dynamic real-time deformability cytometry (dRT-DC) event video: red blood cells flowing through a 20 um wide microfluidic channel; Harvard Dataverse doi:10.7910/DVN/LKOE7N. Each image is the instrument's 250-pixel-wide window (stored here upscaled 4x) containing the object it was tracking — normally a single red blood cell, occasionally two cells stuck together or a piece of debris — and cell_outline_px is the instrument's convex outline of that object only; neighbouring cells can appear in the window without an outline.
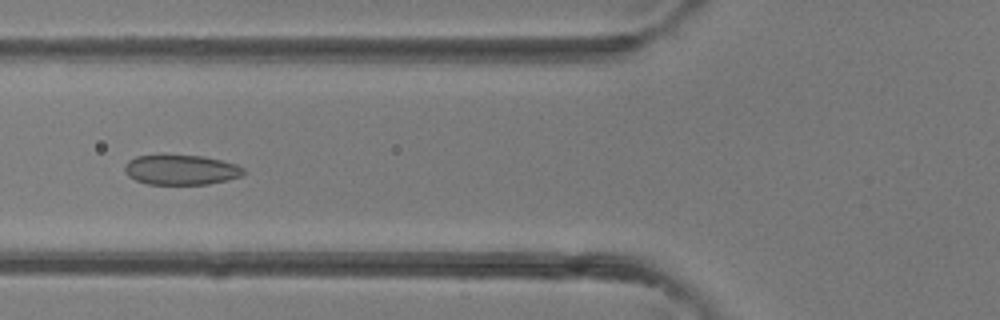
{"species": "common noctule bat (a hibernating species)", "species_latin": "Nyctalus noctula", "temperature_condition": "room temperature", "stored_images_in_passage": 42, "camera_frame_rate_fps": 3000, "um_per_image_px": 0.085, "animal": {"sex": "female"}, "frame": {"image": 1, "passage_image": 16, "time_ms": 5.0, "image_size_px": [1000, 320], "cell_outline_px": [[244, 172], [240, 176], [228, 180], [208, 184], [148, 184], [136, 180], [128, 176], [124, 172], [124, 164], [128, 160], [136, 156], [160, 152], [164, 152], [204, 156], [236, 164], [244, 168]], "centroid_in_image_um": [15.31, 14.38], "position_along_channel_um": 110.5, "area_um2": 21.62}}
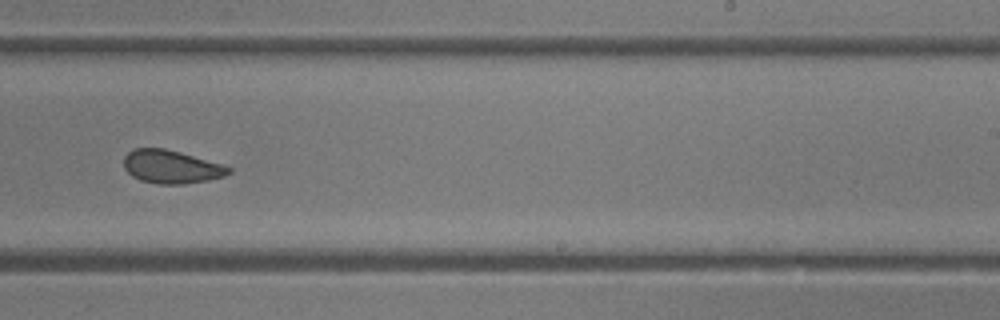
{"frame": {"image": 2, "passage_image": 26, "time_ms": 8.333, "image_size_px": [1000, 320], "cell_outline_px": [[232, 172], [224, 176], [208, 180], [184, 184], [156, 184], [140, 180], [132, 176], [124, 168], [124, 156], [132, 148], [164, 148], [180, 152], [220, 164], [232, 168]], "centroid_in_image_um": [14.53, 14.18], "position_along_channel_um": 274.5, "area_um2": 20.29}}
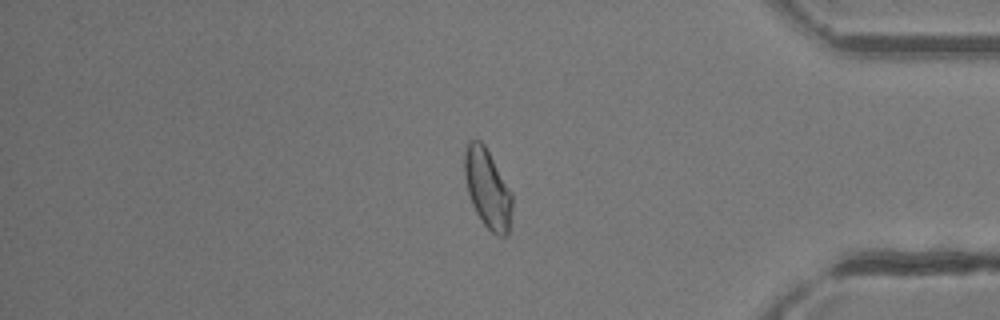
{"frame": {"image": 3, "passage_image": 35, "time_ms": 11.333, "image_size_px": [1000, 320], "cell_outline_px": [[512, 204], [508, 236], [496, 236], [484, 224], [476, 212], [472, 204], [468, 192], [464, 176], [464, 144], [468, 140], [480, 140], [484, 144], [512, 192]], "centroid_in_image_um": [41.42, 16.0], "position_along_channel_um": 393.8, "area_um2": 22.08}}